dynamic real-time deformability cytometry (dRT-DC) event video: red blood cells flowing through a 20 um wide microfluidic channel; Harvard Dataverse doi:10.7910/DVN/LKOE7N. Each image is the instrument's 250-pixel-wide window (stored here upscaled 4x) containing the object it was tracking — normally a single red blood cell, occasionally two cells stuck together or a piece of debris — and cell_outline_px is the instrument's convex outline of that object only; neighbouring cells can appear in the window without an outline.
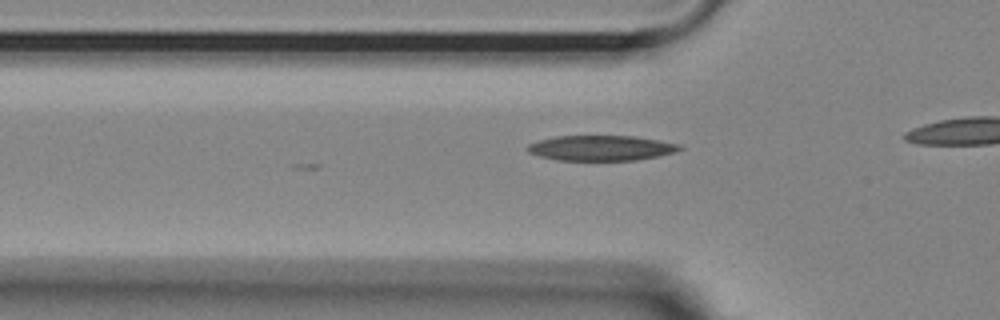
{"species": "Egyptian fruit bat (a non-hibernating species)", "species_latin": "Rousettus aegyptiacus", "temperature_condition": "room temperature", "stored_images_in_passage": 10, "camera_frame_rate_fps": 3000, "um_per_image_px": 0.085, "animal": {"sex": "female"}, "frame": {"image": 1, "passage_image": 4, "time_ms": 1.0, "image_size_px": [1000, 320], "cell_outline_px": [[684, 148], [676, 152], [660, 156], [636, 160], [556, 160], [540, 156], [528, 152], [524, 148], [528, 144], [540, 140], [556, 136], [636, 136], [680, 144]], "centroid_in_image_um": [51.11, 12.58], "position_along_channel_um": 74.7, "area_um2": 22.48}}
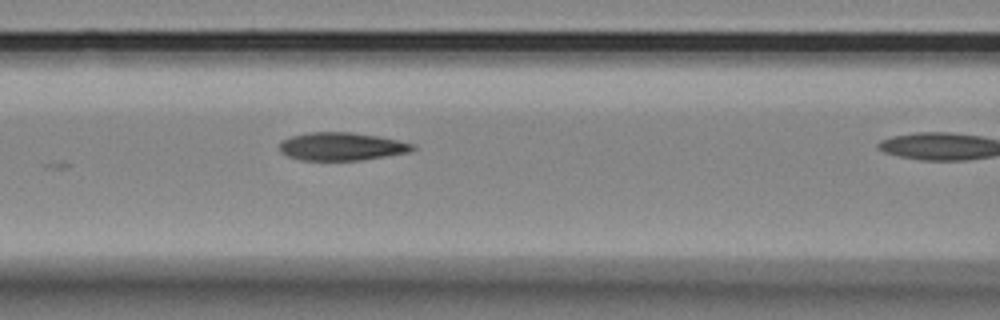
{"frame": {"image": 2, "passage_image": 9, "time_ms": 2.667, "image_size_px": [1000, 320], "cell_outline_px": [[416, 148], [408, 152], [360, 160], [300, 160], [288, 156], [280, 152], [280, 140], [292, 136], [308, 132], [352, 132], [380, 136], [416, 144]], "centroid_in_image_um": [29.03, 12.44], "position_along_channel_um": 137.6, "area_um2": 21.79}}